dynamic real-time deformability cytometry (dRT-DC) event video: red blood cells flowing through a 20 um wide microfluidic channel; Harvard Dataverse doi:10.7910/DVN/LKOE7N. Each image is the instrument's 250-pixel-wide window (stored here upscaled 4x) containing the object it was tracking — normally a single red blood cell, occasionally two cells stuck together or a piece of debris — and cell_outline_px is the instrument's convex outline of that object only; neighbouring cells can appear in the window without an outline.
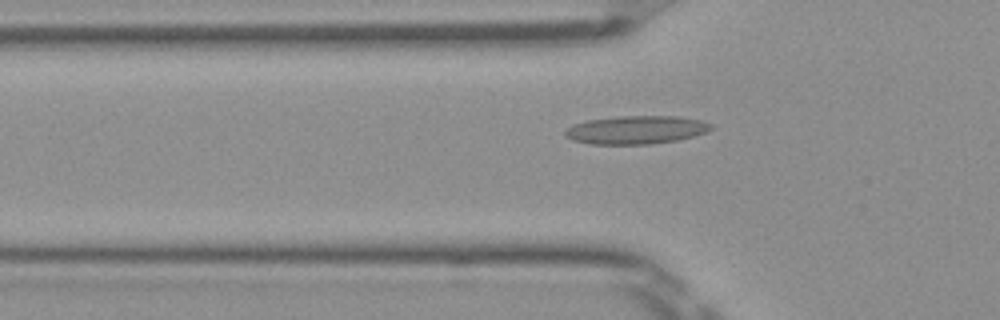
{"species": "Egyptian fruit bat (a non-hibernating species)", "species_latin": "Rousettus aegyptiacus", "temperature_condition": "room temperature", "stored_images_in_passage": 46, "camera_frame_rate_fps": 3000, "um_per_image_px": 0.085, "frame": {"image": 1, "passage_image": 12, "time_ms": 3.667, "image_size_px": [1000, 320], "cell_outline_px": [[712, 128], [704, 132], [692, 136], [676, 140], [652, 144], [592, 144], [572, 140], [564, 136], [564, 132], [572, 124], [588, 120], [616, 116], [676, 116], [700, 120], [712, 124]], "centroid_in_image_um": [54.02, 11.03], "position_along_channel_um": 71.8, "area_um2": 23.93}}
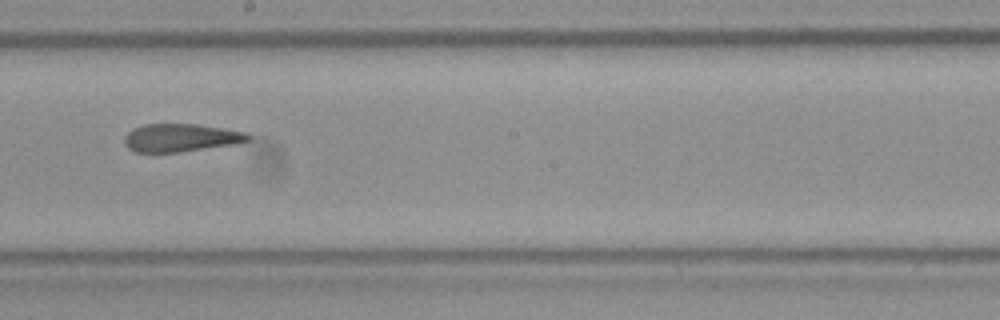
{"frame": {"image": 2, "passage_image": 24, "time_ms": 7.667, "image_size_px": [1000, 320], "cell_outline_px": [[252, 140], [236, 144], [180, 152], [136, 152], [128, 148], [124, 144], [124, 136], [132, 128], [144, 124], [196, 124], [244, 132], [252, 136]], "centroid_in_image_um": [15.36, 11.71], "position_along_channel_um": 232.8, "area_um2": 20.23}}
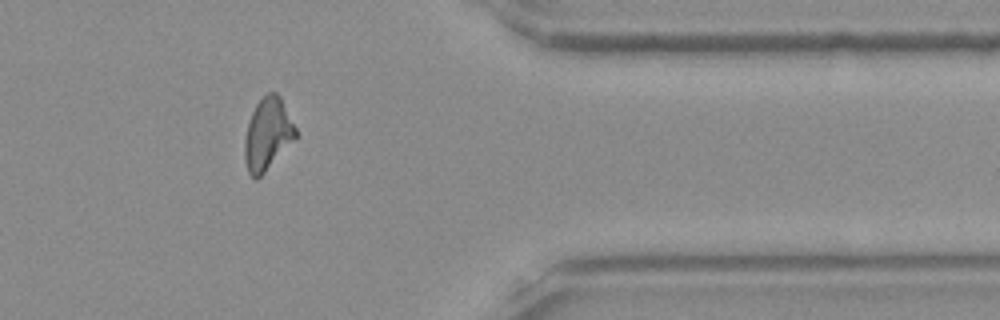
{"frame": {"image": 3, "passage_image": 37, "time_ms": 12.0, "image_size_px": [1000, 320], "cell_outline_px": [[300, 136], [256, 180], [248, 172], [244, 160], [244, 140], [248, 124], [252, 112], [256, 104], [268, 92], [276, 92], [280, 96]], "centroid_in_image_um": [22.77, 11.41], "position_along_channel_um": 388.6, "area_um2": 21.56}, "authors_computed_cell_mechanics": {"area_um2": 21.3571, "velocity_mm_per_s": 4.0052, "shape_relaxation_time_tau1_ms": null, "shape_relaxation_time_tau2_ms": 3.4422, "deformation_change_tau1": null, "deformation_change_tau2": 0.1232}}